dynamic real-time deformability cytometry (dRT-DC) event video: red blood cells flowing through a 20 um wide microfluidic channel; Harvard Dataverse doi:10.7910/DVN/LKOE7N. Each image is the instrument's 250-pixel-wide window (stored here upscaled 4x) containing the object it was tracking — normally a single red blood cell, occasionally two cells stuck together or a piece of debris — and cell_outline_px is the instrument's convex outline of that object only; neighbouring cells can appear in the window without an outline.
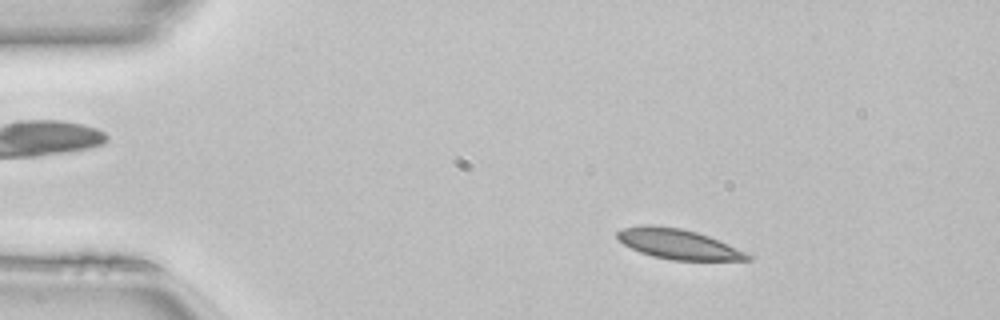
{"species": "common noctule bat (a hibernating species)", "species_latin": "Nyctalus noctula", "temperature_condition": "room temperature", "stored_images_in_passage": 48, "camera_frame_rate_fps": 3000, "um_per_image_px": 0.085, "animal": {"sex": "female", "body_mass_g": 22.7, "forearm_length_mm": 54.2}, "frame": {"image": 1, "passage_image": 7, "time_ms": 2.0, "image_size_px": [1000, 320], "cell_outline_px": [[752, 260], [668, 260], [652, 256], [640, 252], [624, 244], [616, 236], [616, 232], [620, 228], [640, 224], [652, 224], [680, 228], [696, 232], [708, 236], [744, 252], [752, 256]], "centroid_in_image_um": [57.56, 20.73], "position_along_channel_um": 27.4, "area_um2": 22.72}}
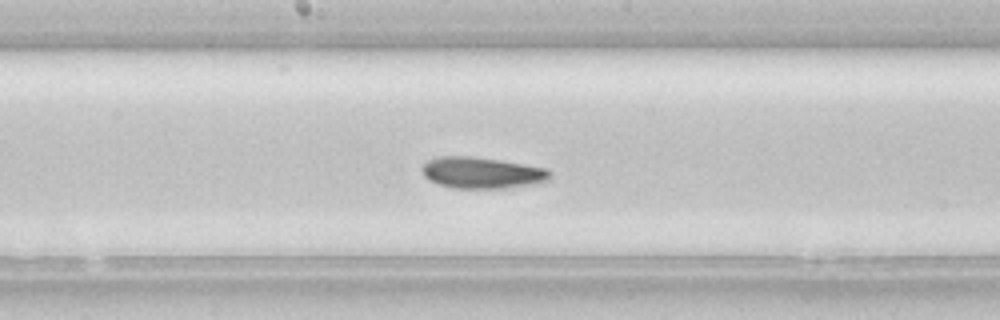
{"frame": {"image": 2, "passage_image": 25, "time_ms": 8.0, "image_size_px": [1000, 320], "cell_outline_px": [[552, 176], [548, 180], [536, 184], [504, 188], [452, 188], [428, 180], [424, 176], [420, 168], [428, 160], [440, 156], [472, 156], [500, 160], [548, 168], [552, 172]], "centroid_in_image_um": [40.98, 14.68], "position_along_channel_um": 207.2, "area_um2": 23.58}}
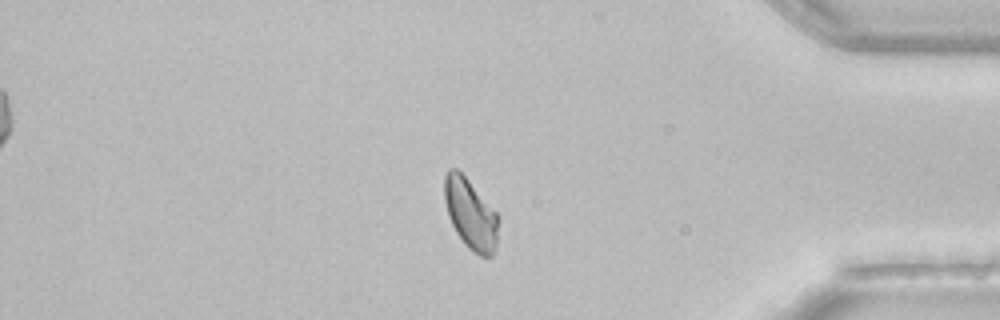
{"frame": {"image": 3, "passage_image": 41, "time_ms": 13.333, "image_size_px": [1000, 320], "cell_outline_px": [[500, 220], [496, 248], [492, 256], [480, 256], [472, 252], [464, 244], [456, 232], [448, 216], [444, 200], [444, 176], [448, 168], [456, 168], [468, 180], [500, 216]], "centroid_in_image_um": [40.01, 18.22], "position_along_channel_um": 395.2, "area_um2": 22.43}, "authors_computed_cell_mechanics": {"area_um2": 23.0044, "velocity_mm_per_s": 4.0998, "shape_relaxation_time_tau1_ms": 3.7159, "shape_relaxation_time_tau2_ms": 3.3587, "deformation_change_tau1": 0.1028, "deformation_change_tau2": 0.0629}}